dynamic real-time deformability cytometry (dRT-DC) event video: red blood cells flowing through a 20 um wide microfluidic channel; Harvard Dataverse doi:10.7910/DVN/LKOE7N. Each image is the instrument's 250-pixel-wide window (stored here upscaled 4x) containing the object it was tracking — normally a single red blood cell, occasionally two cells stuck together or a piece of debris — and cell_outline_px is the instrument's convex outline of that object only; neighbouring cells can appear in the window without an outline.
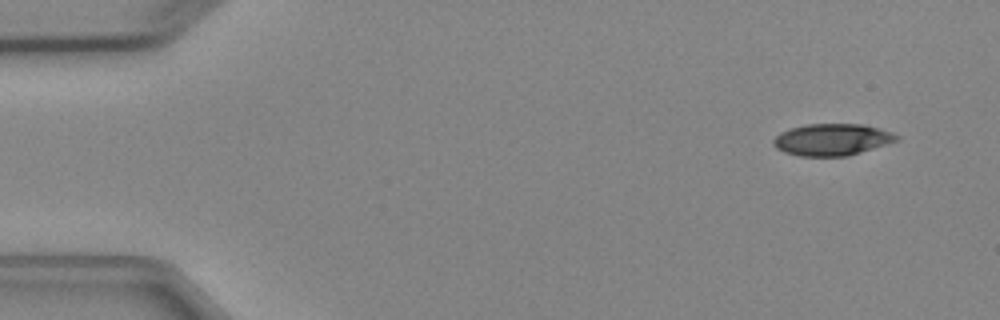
{"species": "Egyptian fruit bat (a non-hibernating species)", "species_latin": "Rousettus aegyptiacus", "temperature_condition": "cold", "stored_images_in_passage": 4, "camera_frame_rate_fps": 3000, "um_per_image_px": 0.085, "animal": {"sex": "female"}, "frame": {"image": 1, "passage_image": 1, "time_ms": 0.0, "image_size_px": [1000, 320], "cell_outline_px": [[900, 140], [848, 156], [800, 156], [784, 152], [776, 148], [772, 144], [772, 140], [780, 132], [792, 128], [808, 124], [864, 124], [880, 128], [892, 132], [900, 136]], "centroid_in_image_um": [70.75, 11.86], "position_along_channel_um": 14.3, "area_um2": 22.95}}
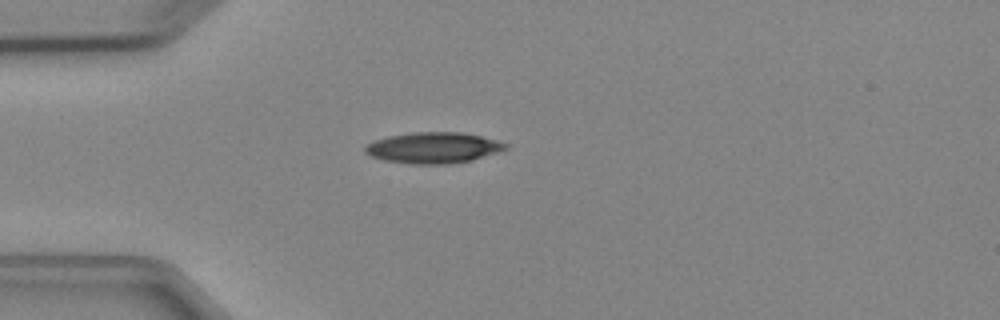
{"frame": {"image": 2, "passage_image": 4, "time_ms": 3.333, "image_size_px": [1000, 320], "cell_outline_px": [[508, 148], [472, 160], [448, 164], [412, 164], [384, 160], [372, 156], [364, 152], [364, 148], [368, 144], [376, 140], [388, 136], [412, 132], [460, 132], [480, 136], [496, 140], [508, 144]], "centroid_in_image_um": [36.82, 12.56], "position_along_channel_um": 48.2, "area_um2": 25.14}}